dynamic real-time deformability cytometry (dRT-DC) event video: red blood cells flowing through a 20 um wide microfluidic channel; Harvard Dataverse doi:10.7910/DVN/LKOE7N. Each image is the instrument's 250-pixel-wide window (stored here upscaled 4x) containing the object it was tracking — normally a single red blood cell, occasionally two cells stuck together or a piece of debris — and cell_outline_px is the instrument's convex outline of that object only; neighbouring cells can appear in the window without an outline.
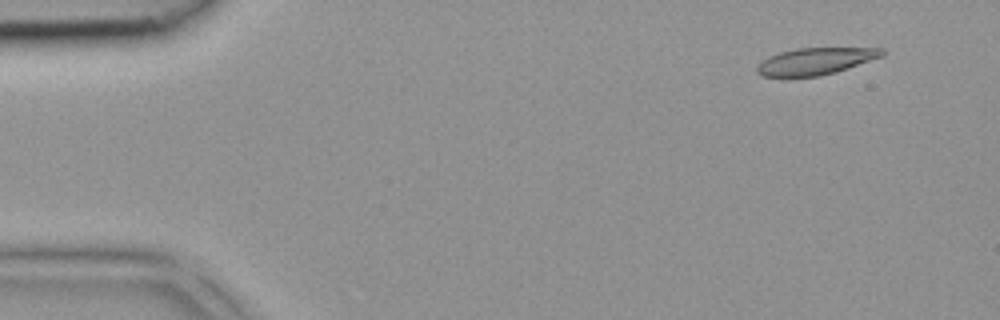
{"species": "common noctule bat (a hibernating species)", "species_latin": "Nyctalus noctula", "temperature_condition": "room temperature", "stored_images_in_passage": 39, "camera_frame_rate_fps": 3000, "um_per_image_px": 0.085, "animal": {"sex": "female", "body_mass_g": 18.4}, "frame": {"image": 1, "passage_image": 1, "time_ms": 0.0, "image_size_px": [1000, 320], "cell_outline_px": [[884, 56], [836, 72], [820, 76], [760, 76], [756, 72], [756, 64], [768, 56], [780, 52], [796, 48], [884, 48]], "centroid_in_image_um": [69.29, 5.2], "position_along_channel_um": 15.7, "area_um2": 19.65}}
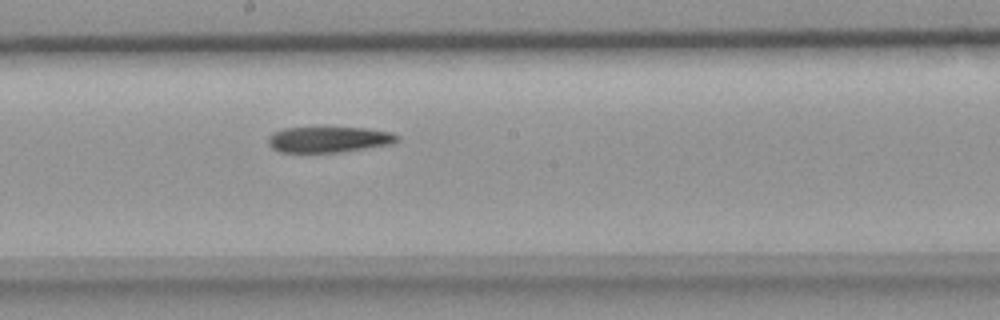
{"frame": {"image": 2, "passage_image": 20, "time_ms": 6.333, "image_size_px": [1000, 320], "cell_outline_px": [[400, 140], [392, 144], [340, 152], [280, 152], [272, 148], [268, 144], [268, 136], [272, 132], [284, 128], [368, 128], [392, 132], [400, 136]], "centroid_in_image_um": [27.97, 11.85], "position_along_channel_um": 220.2, "area_um2": 19.48}}
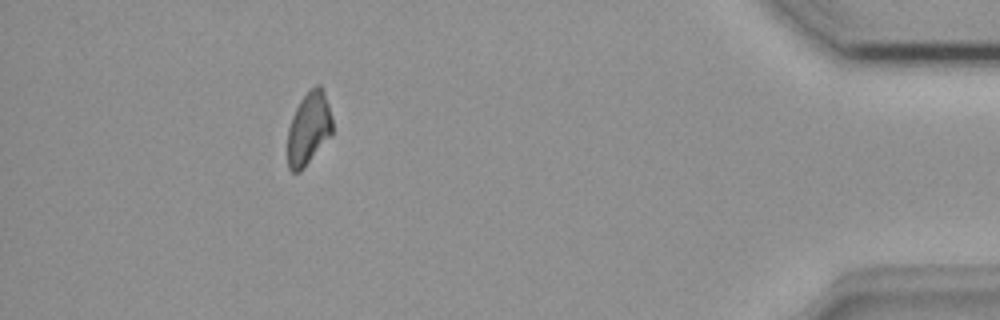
{"frame": {"image": 3, "passage_image": 35, "time_ms": 11.333, "image_size_px": [1000, 320], "cell_outline_px": [[332, 136], [304, 168], [300, 172], [292, 172], [288, 168], [288, 128], [292, 116], [300, 100], [308, 88], [316, 84], [320, 84], [324, 92], [328, 104], [332, 120]], "centroid_in_image_um": [26.24, 10.91], "position_along_channel_um": 409.0, "area_um2": 19.31}}